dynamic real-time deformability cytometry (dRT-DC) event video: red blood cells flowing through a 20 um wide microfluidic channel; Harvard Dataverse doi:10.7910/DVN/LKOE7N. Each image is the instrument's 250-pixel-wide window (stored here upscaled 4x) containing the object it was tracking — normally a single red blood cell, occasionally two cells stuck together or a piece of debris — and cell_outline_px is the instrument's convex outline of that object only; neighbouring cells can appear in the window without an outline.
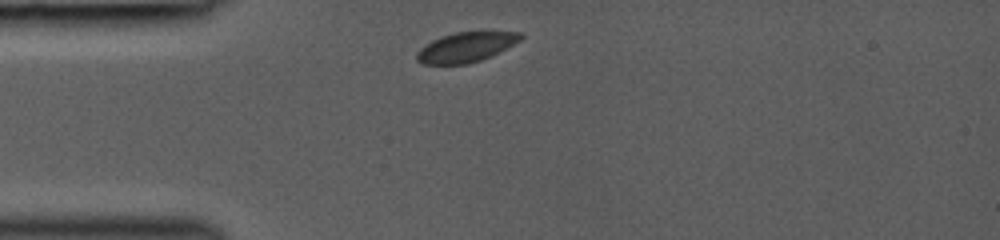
{"species": "common noctule bat (a hibernating species)", "species_latin": "Nyctalus noctula", "temperature_condition": "room temperature", "stored_images_in_passage": 15, "camera_frame_rate_fps": 3000, "um_per_image_px": 0.085, "animal": {"sex": "female", "body_mass_g": 19.0, "forearm_length_mm": 53.3}, "frame": {"image": 1, "passage_image": 1, "time_ms": 0.0, "image_size_px": [1000, 240], "cell_outline_px": [[524, 36], [520, 40], [480, 60], [468, 64], [420, 64], [416, 60], [416, 52], [420, 48], [432, 40], [440, 36], [456, 32], [520, 32]], "centroid_in_image_um": [39.52, 4.01], "position_along_channel_um": 45.5, "area_um2": 17.74}}
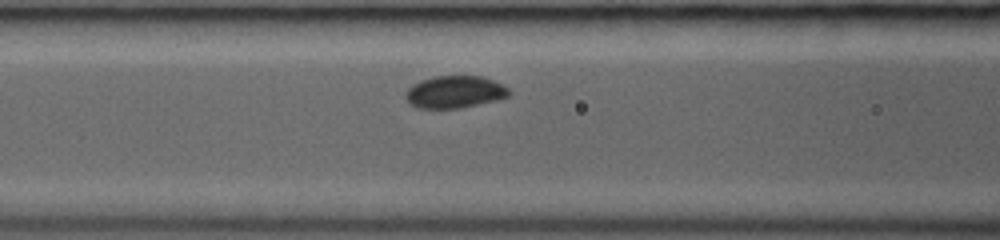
{"frame": {"image": 2, "passage_image": 11, "time_ms": 2.333, "image_size_px": [1000, 240], "cell_outline_px": [[512, 92], [508, 96], [496, 100], [460, 108], [416, 108], [408, 104], [404, 96], [404, 92], [412, 84], [420, 80], [436, 76], [484, 76], [508, 88]], "centroid_in_image_um": [38.6, 7.82], "position_along_channel_um": 128.0, "area_um2": 19.59}}
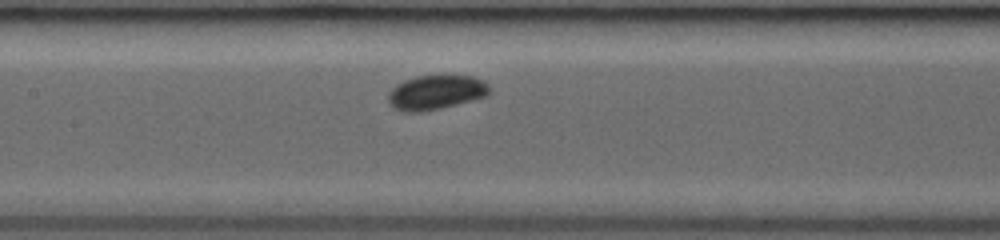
{"frame": {"image": 3, "passage_image": 13, "time_ms": 3.333, "image_size_px": [1000, 240], "cell_outline_px": [[492, 92], [488, 96], [440, 108], [420, 112], [404, 112], [392, 108], [388, 104], [388, 92], [396, 84], [404, 80], [416, 76], [444, 72], [472, 76], [484, 80], [488, 84]], "centroid_in_image_um": [37.07, 7.8], "position_along_channel_um": 170.3, "area_um2": 21.33}}